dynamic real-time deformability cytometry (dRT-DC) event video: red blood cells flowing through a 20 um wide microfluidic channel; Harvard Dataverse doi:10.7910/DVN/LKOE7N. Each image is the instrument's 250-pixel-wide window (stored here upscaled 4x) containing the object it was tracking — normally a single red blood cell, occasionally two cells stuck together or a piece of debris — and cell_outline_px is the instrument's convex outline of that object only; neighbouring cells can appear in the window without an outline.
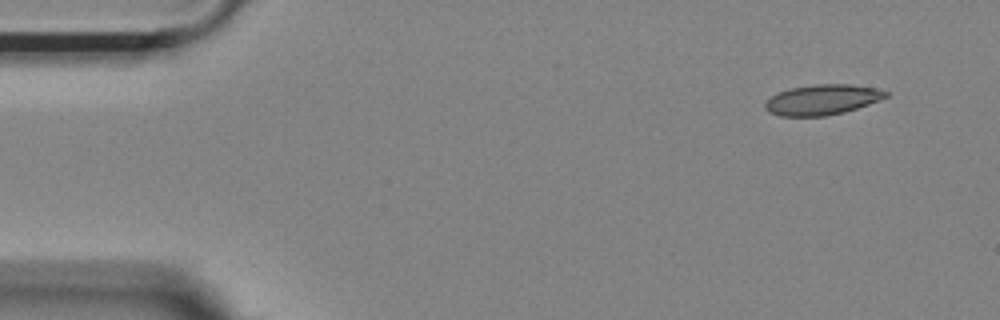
{"species": "Egyptian fruit bat (a non-hibernating species)", "species_latin": "Rousettus aegyptiacus", "temperature_condition": "room temperature", "stored_images_in_passage": 49, "camera_frame_rate_fps": 3000, "um_per_image_px": 0.085, "animal": {"sex": "female"}, "frame": {"image": 1, "passage_image": 1, "time_ms": 0.0, "image_size_px": [1000, 320], "cell_outline_px": [[888, 96], [880, 100], [844, 112], [824, 116], [780, 116], [768, 112], [764, 108], [764, 104], [772, 96], [780, 92], [792, 88], [816, 84], [852, 84], [876, 88], [888, 92]], "centroid_in_image_um": [69.9, 8.48], "position_along_channel_um": 15.1, "area_um2": 21.15}}
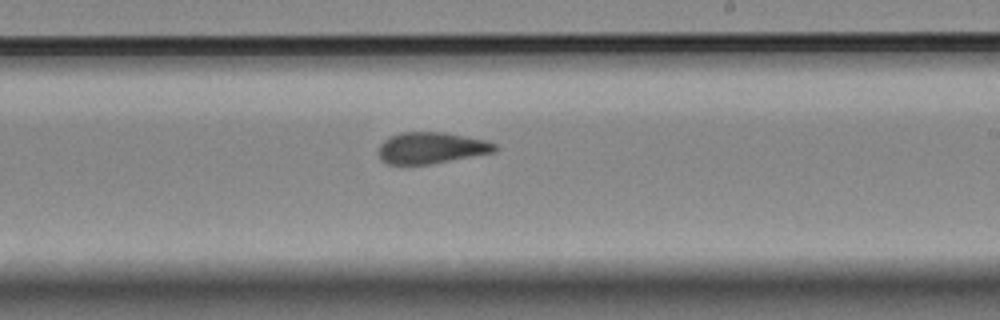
{"frame": {"image": 2, "passage_image": 28, "time_ms": 9.0, "image_size_px": [1000, 320], "cell_outline_px": [[496, 152], [432, 164], [388, 164], [380, 160], [380, 144], [388, 136], [400, 132], [444, 132], [484, 140], [496, 144]], "centroid_in_image_um": [36.65, 12.57], "position_along_channel_um": 252.4, "area_um2": 21.27}}
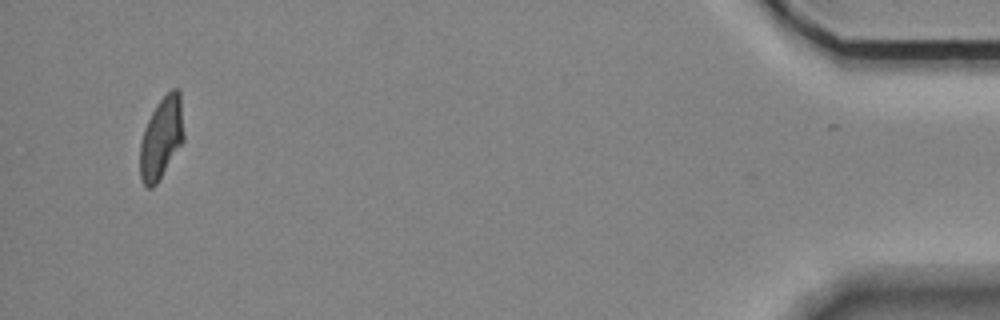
{"frame": {"image": 3, "passage_image": 48, "time_ms": 15.667, "image_size_px": [1000, 320], "cell_outline_px": [[184, 140], [156, 184], [152, 188], [148, 188], [144, 184], [140, 176], [140, 144], [144, 128], [156, 104], [172, 88], [176, 88], [180, 92], [184, 132]], "centroid_in_image_um": [13.72, 11.71], "position_along_channel_um": 421.5, "area_um2": 20.69}, "authors_computed_cell_mechanics": {"area_um2": 21.7328, "velocity_mm_per_s": 3.7052, "shape_relaxation_time_tau1_ms": null, "shape_relaxation_time_tau2_ms": 1.9823, "deformation_change_tau1": null, "deformation_change_tau2": 0.0794}}